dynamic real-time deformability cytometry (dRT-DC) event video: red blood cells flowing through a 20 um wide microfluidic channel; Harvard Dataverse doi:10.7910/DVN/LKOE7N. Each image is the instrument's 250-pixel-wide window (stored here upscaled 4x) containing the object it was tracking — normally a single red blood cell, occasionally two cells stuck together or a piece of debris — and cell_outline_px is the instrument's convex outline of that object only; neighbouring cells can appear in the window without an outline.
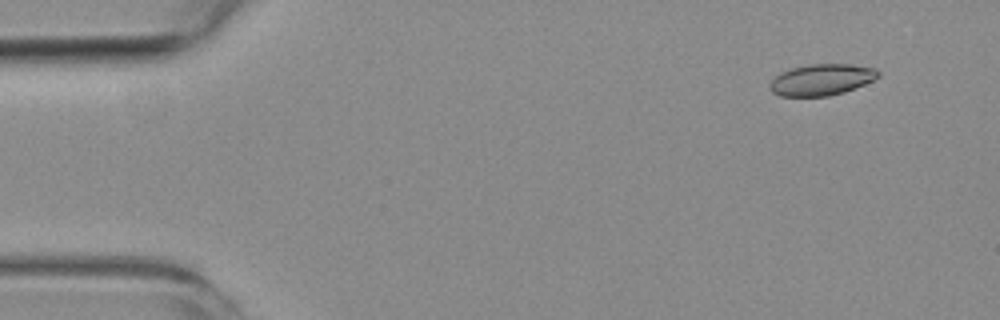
{"species": "common noctule bat (a hibernating species)", "species_latin": "Nyctalus noctula", "temperature_condition": "room temperature", "stored_images_in_passage": 5, "camera_frame_rate_fps": 3000, "um_per_image_px": 0.085, "animal": {"sex": "female", "body_mass_g": 19.3, "forearm_length_mm": 54.1}, "frame": {"image": 1, "passage_image": 2, "time_ms": 1.0, "image_size_px": [1000, 320], "cell_outline_px": [[880, 76], [864, 84], [844, 92], [828, 96], [780, 96], [772, 92], [768, 88], [768, 84], [780, 72], [792, 68], [808, 64], [852, 64], [876, 68], [880, 72]], "centroid_in_image_um": [69.82, 6.77], "position_along_channel_um": 15.2, "area_um2": 19.88}}
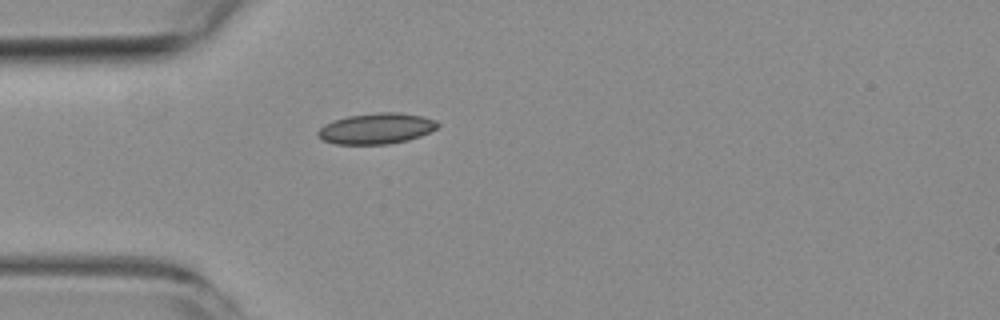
{"frame": {"image": 2, "passage_image": 5, "time_ms": 4.667, "image_size_px": [1000, 320], "cell_outline_px": [[440, 124], [436, 128], [420, 136], [408, 140], [388, 144], [336, 144], [324, 140], [316, 136], [316, 132], [324, 124], [332, 120], [348, 116], [380, 112], [400, 112], [424, 116], [436, 120]], "centroid_in_image_um": [31.98, 10.92], "position_along_channel_um": 53.0, "area_um2": 21.62}}